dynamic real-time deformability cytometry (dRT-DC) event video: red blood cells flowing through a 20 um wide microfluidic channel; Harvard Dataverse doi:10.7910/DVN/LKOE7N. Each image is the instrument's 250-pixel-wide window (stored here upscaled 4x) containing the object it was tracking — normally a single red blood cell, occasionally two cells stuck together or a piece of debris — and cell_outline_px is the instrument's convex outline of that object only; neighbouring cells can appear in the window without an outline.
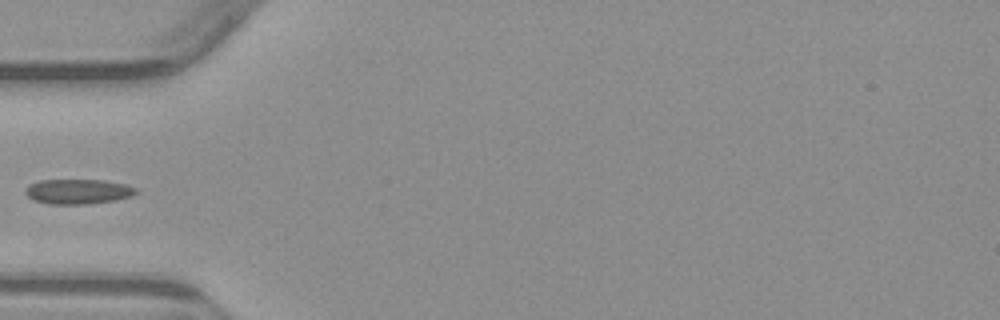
{"species": "common noctule bat (a hibernating species)", "species_latin": "Nyctalus noctula", "temperature_condition": "warm", "stored_images_in_passage": 4, "camera_frame_rate_fps": 3000, "um_per_image_px": 0.085, "animal": {"sex": "male", "body_mass_g": 23.1, "forearm_length_mm": 52.7}, "frame": {"image": 1, "passage_image": 3, "time_ms": 2.333, "image_size_px": [1000, 320], "cell_outline_px": [[136, 192], [132, 196], [116, 200], [88, 204], [48, 204], [32, 200], [24, 192], [28, 184], [40, 180], [104, 180], [124, 184], [136, 188]], "centroid_in_image_um": [6.59, 16.28], "position_along_channel_um": 78.4, "area_um2": 16.13}}
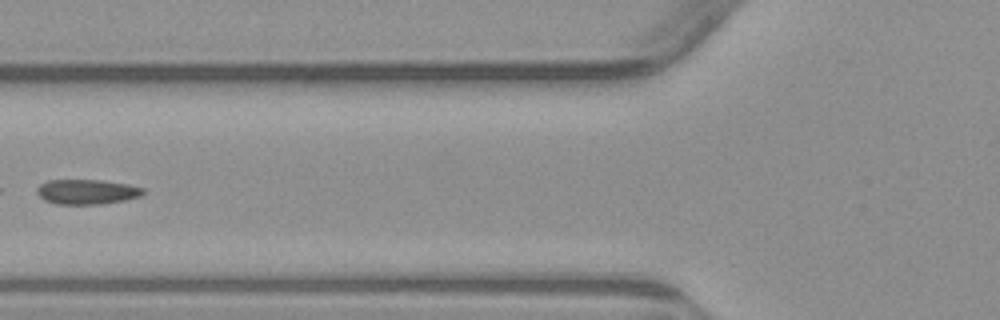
{"frame": {"image": 2, "passage_image": 4, "time_ms": 3.333, "image_size_px": [1000, 320], "cell_outline_px": [[148, 192], [140, 196], [124, 200], [100, 204], [56, 204], [44, 200], [36, 192], [36, 188], [40, 184], [48, 180], [100, 180], [128, 184], [144, 188]], "centroid_in_image_um": [7.4, 16.3], "position_along_channel_um": 118.4, "area_um2": 15.49}}